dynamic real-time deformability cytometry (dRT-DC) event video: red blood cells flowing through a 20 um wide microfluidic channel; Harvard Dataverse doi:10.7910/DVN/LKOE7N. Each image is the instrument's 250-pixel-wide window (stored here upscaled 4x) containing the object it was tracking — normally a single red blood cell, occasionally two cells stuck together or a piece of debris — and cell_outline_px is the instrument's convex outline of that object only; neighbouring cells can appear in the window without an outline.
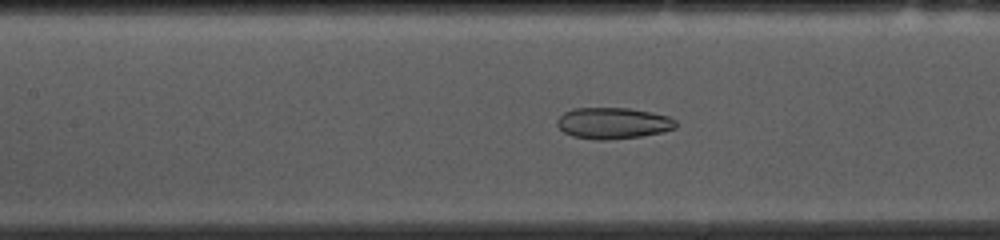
{"species": "common noctule bat (a hibernating species)", "species_latin": "Nyctalus noctula", "temperature_condition": "cold", "stored_images_in_passage": 48, "camera_frame_rate_fps": 3000, "um_per_image_px": 0.085, "animal": {"sex": "female", "body_mass_g": 10.0, "forearm_length_mm": 53.1}, "frame": {"image": 1, "passage_image": 22, "time_ms": 7.0, "image_size_px": [1000, 240], "cell_outline_px": [[676, 128], [664, 132], [640, 136], [604, 140], [596, 140], [572, 136], [564, 132], [556, 124], [556, 120], [564, 112], [572, 108], [628, 108], [652, 112], [668, 116], [676, 120]], "centroid_in_image_um": [52.1, 10.46], "position_along_channel_um": 155.3, "area_um2": 21.73}}
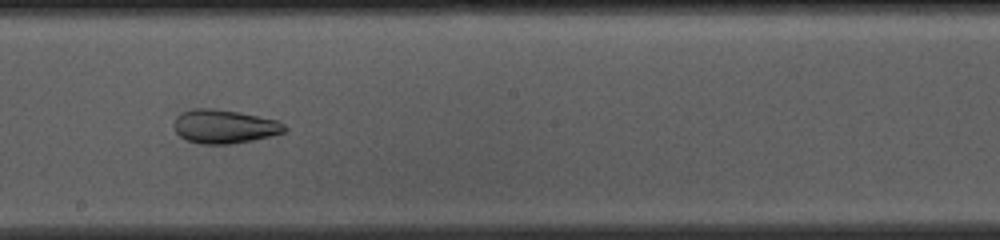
{"frame": {"image": 2, "passage_image": 28, "time_ms": 9.0, "image_size_px": [1000, 240], "cell_outline_px": [[288, 132], [252, 140], [232, 144], [200, 144], [188, 140], [180, 136], [176, 132], [172, 124], [176, 116], [180, 112], [192, 108], [212, 108], [240, 112], [276, 120], [284, 124], [288, 128]], "centroid_in_image_um": [19.06, 10.74], "position_along_channel_um": 229.1, "area_um2": 22.02}}
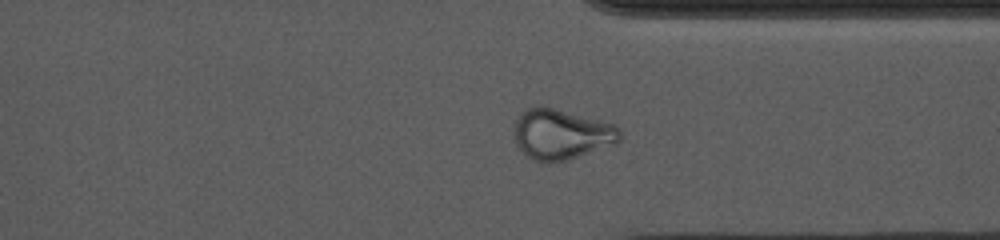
{"frame": {"image": 3, "passage_image": 39, "time_ms": 12.667, "image_size_px": [1000, 240], "cell_outline_px": [[620, 140], [616, 144], [564, 160], [544, 164], [532, 160], [516, 144], [512, 128], [520, 112], [524, 108], [552, 108], [616, 124], [620, 128]], "centroid_in_image_um": [47.69, 11.43], "position_along_channel_um": 363.7, "area_um2": 30.92}, "authors_computed_cell_mechanics": {"area_um2": 26.6458, "velocity_mm_per_s": 3.7063, "shape_relaxation_time_tau1_ms": null, "shape_relaxation_time_tau2_ms": 2.6881, "deformation_change_tau1": null, "deformation_change_tau2": 0.092}}